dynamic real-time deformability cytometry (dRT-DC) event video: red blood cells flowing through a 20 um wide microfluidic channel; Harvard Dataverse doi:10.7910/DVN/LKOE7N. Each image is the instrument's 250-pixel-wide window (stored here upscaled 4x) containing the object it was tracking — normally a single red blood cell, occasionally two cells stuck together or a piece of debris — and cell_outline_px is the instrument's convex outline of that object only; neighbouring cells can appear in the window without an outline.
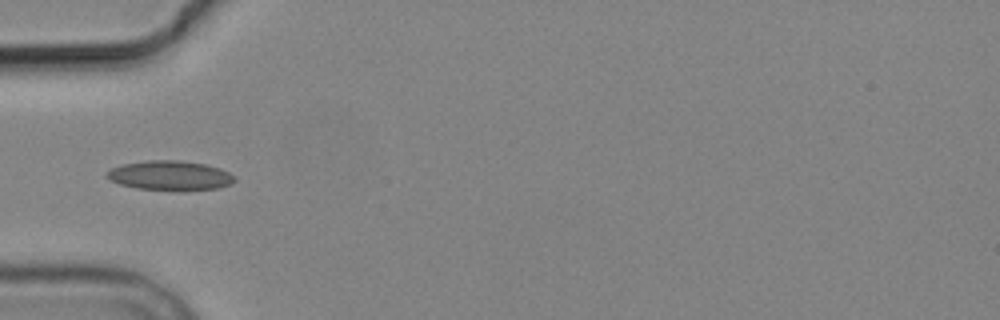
{"species": "common noctule bat (a hibernating species)", "species_latin": "Nyctalus noctula", "temperature_condition": "cold", "stored_images_in_passage": 7, "camera_frame_rate_fps": 3000, "um_per_image_px": 0.085, "animal": {"sex": "male", "body_mass_g": 19.2, "forearm_length_mm": 51.8}, "frame": {"image": 1, "passage_image": 2, "time_ms": 1.333, "image_size_px": [1000, 320], "cell_outline_px": [[236, 180], [232, 184], [220, 188], [176, 192], [136, 188], [120, 184], [108, 180], [104, 176], [112, 168], [120, 164], [148, 160], [180, 160], [204, 164], [220, 168], [236, 176]], "centroid_in_image_um": [14.47, 14.94], "position_along_channel_um": 70.5, "area_um2": 22.66}}
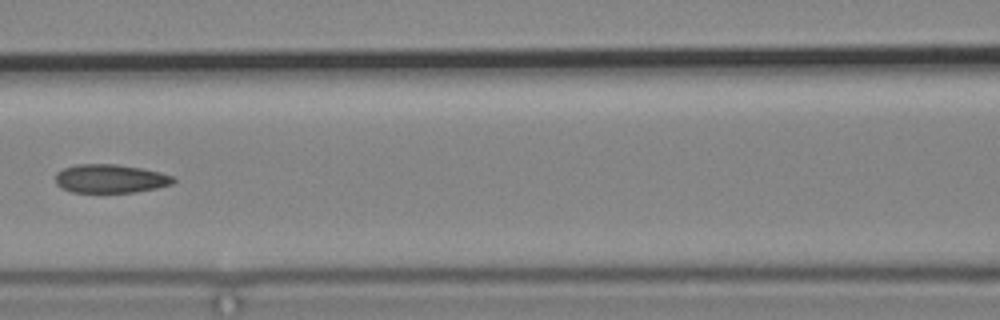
{"frame": {"image": 2, "passage_image": 4, "time_ms": 3.667, "image_size_px": [1000, 320], "cell_outline_px": [[176, 180], [172, 184], [156, 188], [136, 192], [72, 192], [56, 184], [56, 172], [64, 168], [76, 164], [116, 164], [144, 168], [160, 172], [172, 176]], "centroid_in_image_um": [9.4, 15.17], "position_along_channel_um": 157.2, "area_um2": 19.65}}
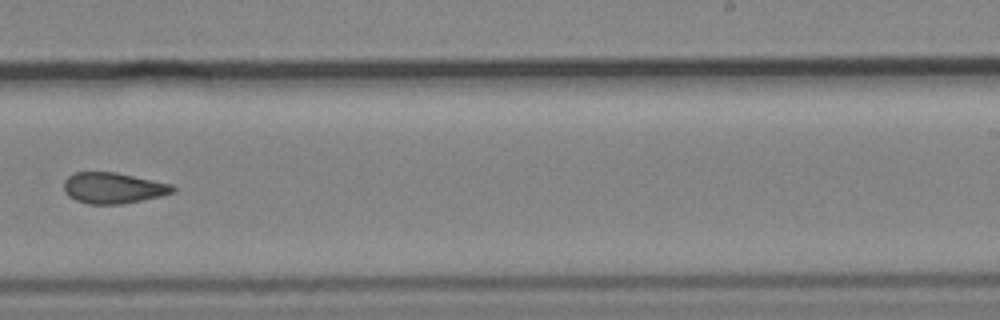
{"frame": {"image": 3, "passage_image": 7, "time_ms": 7.0, "image_size_px": [1000, 320], "cell_outline_px": [[176, 192], [160, 196], [120, 204], [88, 204], [76, 200], [68, 196], [64, 192], [64, 180], [68, 176], [76, 172], [116, 172], [172, 184], [176, 188]], "centroid_in_image_um": [9.61, 15.97], "position_along_channel_um": 279.4, "area_um2": 19.65}}